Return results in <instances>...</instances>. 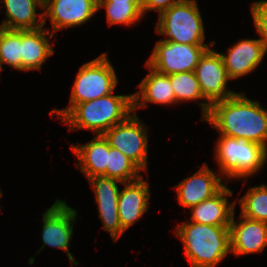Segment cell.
Wrapping results in <instances>:
<instances>
[{"mask_svg": "<svg viewBox=\"0 0 267 267\" xmlns=\"http://www.w3.org/2000/svg\"><path fill=\"white\" fill-rule=\"evenodd\" d=\"M227 183L217 194L189 209L188 221L215 226H230L236 208L235 200L229 202L233 195Z\"/></svg>", "mask_w": 267, "mask_h": 267, "instance_id": "d6986e66", "label": "cell"}, {"mask_svg": "<svg viewBox=\"0 0 267 267\" xmlns=\"http://www.w3.org/2000/svg\"><path fill=\"white\" fill-rule=\"evenodd\" d=\"M149 128L138 114L132 113L124 122L107 130L103 136L109 145L121 151L142 172L148 170Z\"/></svg>", "mask_w": 267, "mask_h": 267, "instance_id": "ba28073f", "label": "cell"}, {"mask_svg": "<svg viewBox=\"0 0 267 267\" xmlns=\"http://www.w3.org/2000/svg\"><path fill=\"white\" fill-rule=\"evenodd\" d=\"M214 160L227 183L257 175L267 163V149L257 143L219 135L214 147Z\"/></svg>", "mask_w": 267, "mask_h": 267, "instance_id": "277c9868", "label": "cell"}, {"mask_svg": "<svg viewBox=\"0 0 267 267\" xmlns=\"http://www.w3.org/2000/svg\"><path fill=\"white\" fill-rule=\"evenodd\" d=\"M250 5L253 24L267 54V0H255Z\"/></svg>", "mask_w": 267, "mask_h": 267, "instance_id": "4316f807", "label": "cell"}, {"mask_svg": "<svg viewBox=\"0 0 267 267\" xmlns=\"http://www.w3.org/2000/svg\"><path fill=\"white\" fill-rule=\"evenodd\" d=\"M233 213L230 231V251L235 257L262 253L267 247V223Z\"/></svg>", "mask_w": 267, "mask_h": 267, "instance_id": "5bb4252c", "label": "cell"}, {"mask_svg": "<svg viewBox=\"0 0 267 267\" xmlns=\"http://www.w3.org/2000/svg\"><path fill=\"white\" fill-rule=\"evenodd\" d=\"M97 9H105L108 26L123 25L129 28L144 18L142 3L98 2Z\"/></svg>", "mask_w": 267, "mask_h": 267, "instance_id": "cb8c5ba5", "label": "cell"}, {"mask_svg": "<svg viewBox=\"0 0 267 267\" xmlns=\"http://www.w3.org/2000/svg\"><path fill=\"white\" fill-rule=\"evenodd\" d=\"M203 96L212 104L227 99L238 92L229 89L231 79L225 69L220 53L213 48L207 49L200 57L195 68Z\"/></svg>", "mask_w": 267, "mask_h": 267, "instance_id": "30bf717a", "label": "cell"}, {"mask_svg": "<svg viewBox=\"0 0 267 267\" xmlns=\"http://www.w3.org/2000/svg\"><path fill=\"white\" fill-rule=\"evenodd\" d=\"M98 0H44V27L49 20L51 32L78 27L94 18ZM48 18V19H47Z\"/></svg>", "mask_w": 267, "mask_h": 267, "instance_id": "7c38bea8", "label": "cell"}, {"mask_svg": "<svg viewBox=\"0 0 267 267\" xmlns=\"http://www.w3.org/2000/svg\"><path fill=\"white\" fill-rule=\"evenodd\" d=\"M54 34L49 26L38 29L21 30L22 71H41L44 63L54 55Z\"/></svg>", "mask_w": 267, "mask_h": 267, "instance_id": "e0dca14e", "label": "cell"}, {"mask_svg": "<svg viewBox=\"0 0 267 267\" xmlns=\"http://www.w3.org/2000/svg\"><path fill=\"white\" fill-rule=\"evenodd\" d=\"M133 113V93L116 95L114 92L101 98L76 104L61 120L68 130H89L103 135L116 124L124 122Z\"/></svg>", "mask_w": 267, "mask_h": 267, "instance_id": "3957f363", "label": "cell"}, {"mask_svg": "<svg viewBox=\"0 0 267 267\" xmlns=\"http://www.w3.org/2000/svg\"><path fill=\"white\" fill-rule=\"evenodd\" d=\"M151 194L150 184L144 175L137 180L123 183L118 196V213L124 231L148 212Z\"/></svg>", "mask_w": 267, "mask_h": 267, "instance_id": "2e32d148", "label": "cell"}, {"mask_svg": "<svg viewBox=\"0 0 267 267\" xmlns=\"http://www.w3.org/2000/svg\"><path fill=\"white\" fill-rule=\"evenodd\" d=\"M235 202L240 205V215L267 223V184L249 187L245 195Z\"/></svg>", "mask_w": 267, "mask_h": 267, "instance_id": "603a6c76", "label": "cell"}, {"mask_svg": "<svg viewBox=\"0 0 267 267\" xmlns=\"http://www.w3.org/2000/svg\"><path fill=\"white\" fill-rule=\"evenodd\" d=\"M149 73L137 85L138 91L133 93V113L138 109L147 108L148 103L161 106H174L175 94L171 86L169 75L155 71L146 63Z\"/></svg>", "mask_w": 267, "mask_h": 267, "instance_id": "ac0fdd59", "label": "cell"}, {"mask_svg": "<svg viewBox=\"0 0 267 267\" xmlns=\"http://www.w3.org/2000/svg\"><path fill=\"white\" fill-rule=\"evenodd\" d=\"M212 46L214 45H191L157 40L145 63L165 75L195 71L200 57Z\"/></svg>", "mask_w": 267, "mask_h": 267, "instance_id": "9c48e42d", "label": "cell"}, {"mask_svg": "<svg viewBox=\"0 0 267 267\" xmlns=\"http://www.w3.org/2000/svg\"><path fill=\"white\" fill-rule=\"evenodd\" d=\"M3 196H4V195H3L2 191L0 190V198L3 197Z\"/></svg>", "mask_w": 267, "mask_h": 267, "instance_id": "f546056e", "label": "cell"}, {"mask_svg": "<svg viewBox=\"0 0 267 267\" xmlns=\"http://www.w3.org/2000/svg\"><path fill=\"white\" fill-rule=\"evenodd\" d=\"M70 148L77 159L76 168L86 179L94 176H106L109 143L103 135H95L81 145L78 141L76 144L71 143Z\"/></svg>", "mask_w": 267, "mask_h": 267, "instance_id": "ffe728a7", "label": "cell"}, {"mask_svg": "<svg viewBox=\"0 0 267 267\" xmlns=\"http://www.w3.org/2000/svg\"><path fill=\"white\" fill-rule=\"evenodd\" d=\"M174 234L184 245L191 267H216L231 254L229 226L186 220L174 228Z\"/></svg>", "mask_w": 267, "mask_h": 267, "instance_id": "7a4b0ae2", "label": "cell"}, {"mask_svg": "<svg viewBox=\"0 0 267 267\" xmlns=\"http://www.w3.org/2000/svg\"><path fill=\"white\" fill-rule=\"evenodd\" d=\"M113 66L107 52L83 63L74 79L68 106L63 109H52L49 113L52 119L61 120L76 104L113 93L119 84Z\"/></svg>", "mask_w": 267, "mask_h": 267, "instance_id": "5b68a950", "label": "cell"}, {"mask_svg": "<svg viewBox=\"0 0 267 267\" xmlns=\"http://www.w3.org/2000/svg\"><path fill=\"white\" fill-rule=\"evenodd\" d=\"M197 0H182L158 16L156 33L165 41L191 45H216L205 43L204 21Z\"/></svg>", "mask_w": 267, "mask_h": 267, "instance_id": "8992f818", "label": "cell"}, {"mask_svg": "<svg viewBox=\"0 0 267 267\" xmlns=\"http://www.w3.org/2000/svg\"><path fill=\"white\" fill-rule=\"evenodd\" d=\"M66 201L67 199H56L49 208L45 209V212H42L41 240L43 245L35 255L44 250L45 246L61 249V251L66 252L71 263L70 267H76L79 263L70 252L69 246H71L78 212L70 207Z\"/></svg>", "mask_w": 267, "mask_h": 267, "instance_id": "52a82bcc", "label": "cell"}, {"mask_svg": "<svg viewBox=\"0 0 267 267\" xmlns=\"http://www.w3.org/2000/svg\"><path fill=\"white\" fill-rule=\"evenodd\" d=\"M98 2L142 3V0H98Z\"/></svg>", "mask_w": 267, "mask_h": 267, "instance_id": "f1b7e54d", "label": "cell"}, {"mask_svg": "<svg viewBox=\"0 0 267 267\" xmlns=\"http://www.w3.org/2000/svg\"><path fill=\"white\" fill-rule=\"evenodd\" d=\"M244 92L211 104L202 120L218 131L236 139L250 141L267 149V109Z\"/></svg>", "mask_w": 267, "mask_h": 267, "instance_id": "6da1fadb", "label": "cell"}, {"mask_svg": "<svg viewBox=\"0 0 267 267\" xmlns=\"http://www.w3.org/2000/svg\"><path fill=\"white\" fill-rule=\"evenodd\" d=\"M231 80L245 77L261 65L266 56L259 38L240 39L226 53L219 52Z\"/></svg>", "mask_w": 267, "mask_h": 267, "instance_id": "9a60e30c", "label": "cell"}, {"mask_svg": "<svg viewBox=\"0 0 267 267\" xmlns=\"http://www.w3.org/2000/svg\"><path fill=\"white\" fill-rule=\"evenodd\" d=\"M142 171L121 151L109 145L106 176L119 181L131 182L139 179Z\"/></svg>", "mask_w": 267, "mask_h": 267, "instance_id": "d4e9b609", "label": "cell"}, {"mask_svg": "<svg viewBox=\"0 0 267 267\" xmlns=\"http://www.w3.org/2000/svg\"><path fill=\"white\" fill-rule=\"evenodd\" d=\"M3 65L22 72L21 30L0 28V67L2 70Z\"/></svg>", "mask_w": 267, "mask_h": 267, "instance_id": "484cf974", "label": "cell"}, {"mask_svg": "<svg viewBox=\"0 0 267 267\" xmlns=\"http://www.w3.org/2000/svg\"><path fill=\"white\" fill-rule=\"evenodd\" d=\"M169 79L175 94V105L195 101L201 107L202 116L200 120L202 121L208 115L211 103L203 96L195 72L170 74ZM200 100L202 101L199 102Z\"/></svg>", "mask_w": 267, "mask_h": 267, "instance_id": "7402d4cb", "label": "cell"}, {"mask_svg": "<svg viewBox=\"0 0 267 267\" xmlns=\"http://www.w3.org/2000/svg\"><path fill=\"white\" fill-rule=\"evenodd\" d=\"M5 18L0 28L8 30L38 29L44 27V0H1ZM41 10V12H37ZM38 16V19H37Z\"/></svg>", "mask_w": 267, "mask_h": 267, "instance_id": "44dd1931", "label": "cell"}, {"mask_svg": "<svg viewBox=\"0 0 267 267\" xmlns=\"http://www.w3.org/2000/svg\"><path fill=\"white\" fill-rule=\"evenodd\" d=\"M182 0H142V13L145 17L148 11L157 12L159 16L161 13L169 9L172 5H175Z\"/></svg>", "mask_w": 267, "mask_h": 267, "instance_id": "83f0119b", "label": "cell"}, {"mask_svg": "<svg viewBox=\"0 0 267 267\" xmlns=\"http://www.w3.org/2000/svg\"><path fill=\"white\" fill-rule=\"evenodd\" d=\"M225 182V183H224ZM227 181L217 170L213 171L205 162L198 171L187 176L173 187L177 192L178 203L185 209H190L200 202L213 197Z\"/></svg>", "mask_w": 267, "mask_h": 267, "instance_id": "4fadbf2b", "label": "cell"}, {"mask_svg": "<svg viewBox=\"0 0 267 267\" xmlns=\"http://www.w3.org/2000/svg\"><path fill=\"white\" fill-rule=\"evenodd\" d=\"M95 194V203L98 208V216L103 224V230L110 234L113 242L125 233L121 227L118 213L119 185L122 181L107 176H94L87 179Z\"/></svg>", "mask_w": 267, "mask_h": 267, "instance_id": "8fae6325", "label": "cell"}]
</instances>
